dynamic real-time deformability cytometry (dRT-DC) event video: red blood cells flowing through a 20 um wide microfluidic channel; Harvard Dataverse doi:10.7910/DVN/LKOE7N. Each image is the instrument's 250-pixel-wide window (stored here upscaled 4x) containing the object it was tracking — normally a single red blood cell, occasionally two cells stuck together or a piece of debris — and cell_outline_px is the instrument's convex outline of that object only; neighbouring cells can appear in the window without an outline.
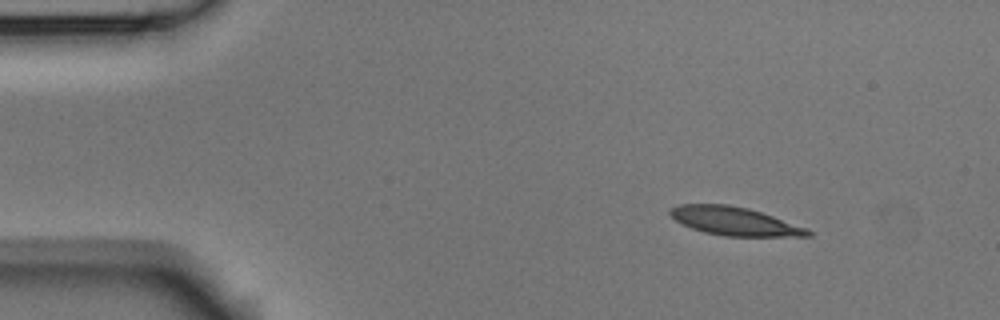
{"species": "Egyptian fruit bat (a non-hibernating species)", "species_latin": "Rousettus aegyptiacus", "temperature_condition": "room temperature", "stored_images_in_passage": 3, "camera_frame_rate_fps": 3000, "um_per_image_px": 0.085, "animal": {"sex": "male"}, "frame": {"image": 1, "passage_image": 1, "time_ms": 0.0, "image_size_px": [1000, 320], "cell_outline_px": [[812, 236], [724, 236], [704, 232], [692, 228], [676, 220], [668, 212], [668, 208], [680, 204], [728, 204], [748, 208], [808, 228], [812, 232]], "centroid_in_image_um": [62.42, 18.79], "position_along_channel_um": 22.6, "area_um2": 22.66}}